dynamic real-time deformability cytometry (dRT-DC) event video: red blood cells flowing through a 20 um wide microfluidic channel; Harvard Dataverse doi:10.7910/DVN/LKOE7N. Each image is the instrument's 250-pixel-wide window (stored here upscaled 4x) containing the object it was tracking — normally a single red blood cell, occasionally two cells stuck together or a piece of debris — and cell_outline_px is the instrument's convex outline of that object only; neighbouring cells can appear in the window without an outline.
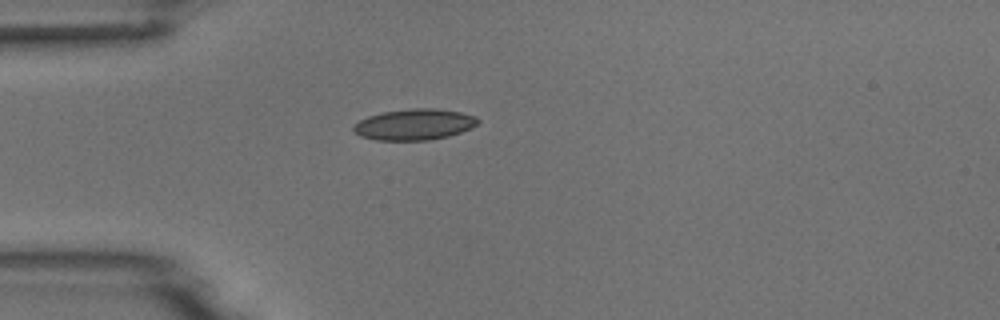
{"species": "common noctule bat (a hibernating species)", "species_latin": "Nyctalus noctula", "temperature_condition": "room temperature", "stored_images_in_passage": 2, "camera_frame_rate_fps": 3000, "um_per_image_px": 0.085, "animal": {"sex": "male", "body_mass_g": 18.8}, "frame": {"image": 1, "passage_image": 1, "time_ms": 0.0, "image_size_px": [1000, 320], "cell_outline_px": [[480, 120], [472, 128], [448, 136], [428, 140], [376, 140], [360, 136], [352, 128], [352, 124], [368, 116], [384, 112], [412, 108], [436, 108], [460, 112], [476, 116]], "centroid_in_image_um": [35.22, 10.57], "position_along_channel_um": 49.8, "area_um2": 22.48}}